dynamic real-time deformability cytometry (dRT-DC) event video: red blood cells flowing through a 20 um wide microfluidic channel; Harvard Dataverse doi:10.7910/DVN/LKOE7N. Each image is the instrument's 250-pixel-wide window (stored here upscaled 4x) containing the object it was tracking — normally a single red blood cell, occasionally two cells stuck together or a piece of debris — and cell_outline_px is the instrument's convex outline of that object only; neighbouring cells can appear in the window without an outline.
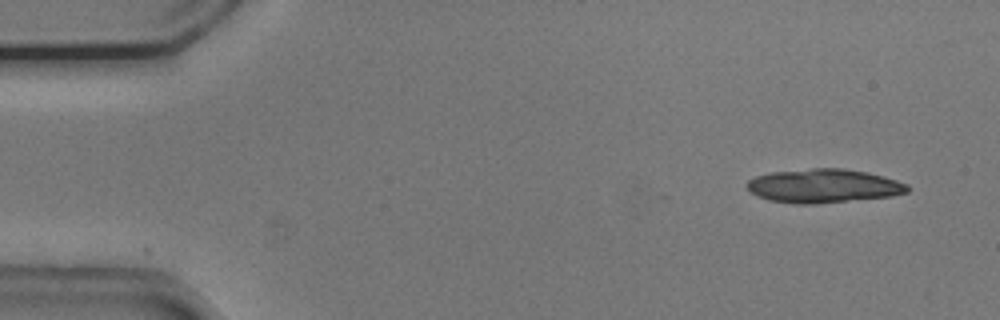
{"species": "common noctule bat (a hibernating species)", "species_latin": "Nyctalus noctula", "temperature_condition": "cold", "stored_images_in_passage": 16, "segment_of_instrument_passage": [1, 2], "camera_frame_rate_fps": 3000, "um_per_image_px": 0.085, "animal": {"sex": "male", "body_mass_g": 20.5, "forearm_length_mm": 52.5}, "frame": {"image": 1, "passage_image": 1, "time_ms": 0.0, "image_size_px": [1000, 320], "cell_outline_px": [[908, 192], [892, 196], [812, 204], [796, 204], [768, 200], [752, 192], [748, 188], [748, 180], [756, 176], [772, 172], [812, 168], [844, 168], [868, 172], [884, 176], [908, 184]], "centroid_in_image_um": [70.03, 15.79], "position_along_channel_um": 15.0, "area_um2": 31.44}}